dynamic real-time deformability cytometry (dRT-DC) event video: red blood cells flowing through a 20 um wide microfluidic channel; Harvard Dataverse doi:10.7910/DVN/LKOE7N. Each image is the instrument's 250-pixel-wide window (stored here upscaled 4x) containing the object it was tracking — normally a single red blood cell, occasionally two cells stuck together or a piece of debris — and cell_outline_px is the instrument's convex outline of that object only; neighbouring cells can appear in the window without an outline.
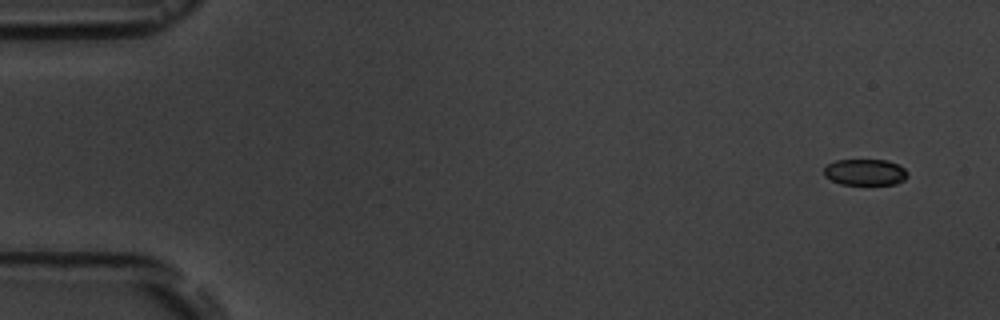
{"species": "common noctule bat (a hibernating species)", "species_latin": "Nyctalus noctula", "temperature_condition": "room temperature", "stored_images_in_passage": 5, "camera_frame_rate_fps": 3000, "um_per_image_px": 0.085, "animal": {"sex": "male", "body_mass_g": 19.5, "forearm_length_mm": 54.6}, "frame": {"image": 1, "passage_image": 1, "time_ms": 0.0, "image_size_px": [1000, 320], "cell_outline_px": [[908, 176], [904, 180], [896, 184], [840, 184], [824, 176], [824, 168], [828, 164], [836, 160], [888, 160], [904, 168], [908, 172]], "centroid_in_image_um": [73.55, 14.63], "position_along_channel_um": 11.5, "area_um2": 12.77}}
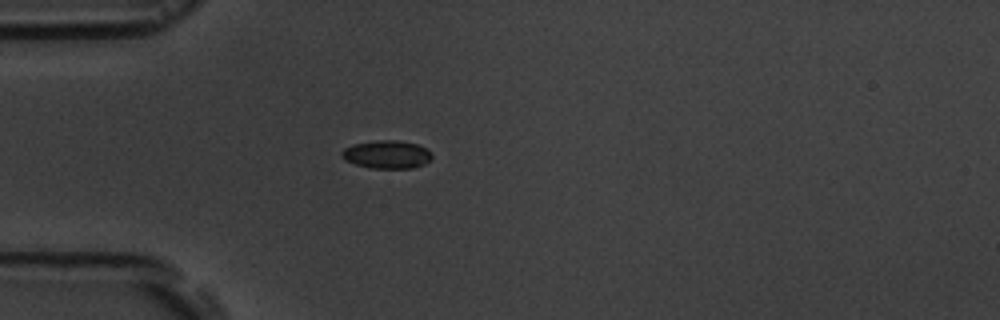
{"frame": {"image": 2, "passage_image": 5, "time_ms": 4.333, "image_size_px": [1000, 320], "cell_outline_px": [[432, 160], [424, 164], [412, 168], [372, 168], [356, 164], [344, 160], [340, 156], [340, 152], [344, 148], [352, 144], [376, 140], [396, 140], [416, 144], [428, 148], [432, 152]], "centroid_in_image_um": [32.89, 13.12], "position_along_channel_um": 52.1, "area_um2": 14.97}}